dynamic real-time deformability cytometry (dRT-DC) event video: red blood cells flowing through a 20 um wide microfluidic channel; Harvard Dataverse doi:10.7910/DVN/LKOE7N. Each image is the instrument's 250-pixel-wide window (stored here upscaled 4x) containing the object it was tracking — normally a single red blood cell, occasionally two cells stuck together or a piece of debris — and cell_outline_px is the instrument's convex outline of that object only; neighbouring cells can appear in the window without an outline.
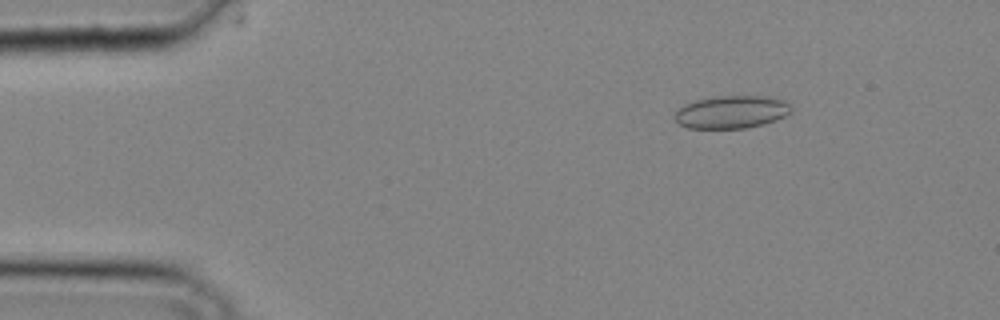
{"species": "common noctule bat (a hibernating species)", "species_latin": "Nyctalus noctula", "temperature_condition": "cold", "stored_images_in_passage": 31, "camera_frame_rate_fps": 3000, "um_per_image_px": 0.085, "animal": {"sex": "male", "body_mass_g": 20.4}, "frame": {"image": 1, "passage_image": 3, "time_ms": 0.667, "image_size_px": [1000, 320], "cell_outline_px": [[792, 112], [776, 120], [764, 124], [744, 128], [688, 128], [680, 124], [676, 120], [676, 112], [684, 104], [696, 100], [712, 96], [768, 96], [784, 100], [792, 108]], "centroid_in_image_um": [62.21, 9.51], "position_along_channel_um": 22.8, "area_um2": 22.2}}
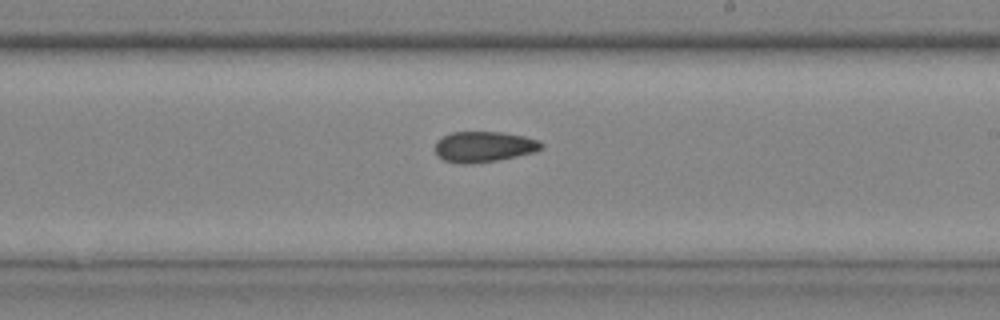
{"frame": {"image": 2, "passage_image": 19, "time_ms": 6.0, "image_size_px": [1000, 320], "cell_outline_px": [[544, 148], [536, 152], [496, 160], [472, 164], [460, 164], [444, 160], [436, 156], [436, 144], [444, 136], [452, 132], [500, 132], [524, 136], [540, 140], [544, 144]], "centroid_in_image_um": [41.18, 12.48], "position_along_channel_um": 247.8, "area_um2": 19.02}}
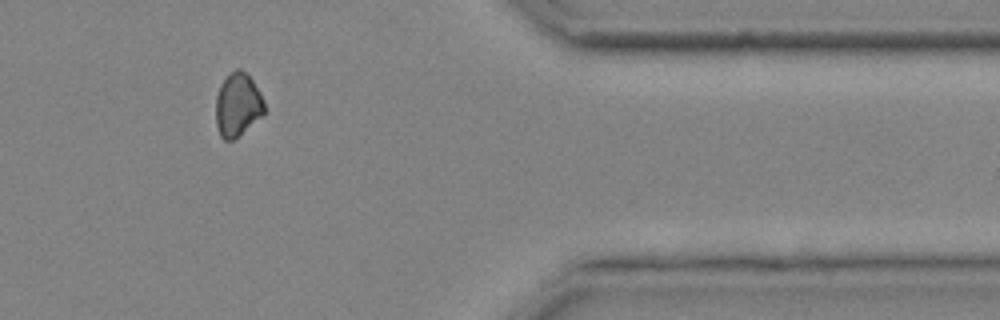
{"frame": {"image": 3, "passage_image": 28, "time_ms": 9.0, "image_size_px": [1000, 320], "cell_outline_px": [[264, 112], [260, 116], [232, 140], [224, 140], [220, 136], [216, 124], [216, 96], [220, 84], [236, 68], [240, 68], [252, 80], [260, 92], [264, 100]], "centroid_in_image_um": [20.17, 8.89], "position_along_channel_um": 391.2, "area_um2": 17.51}}